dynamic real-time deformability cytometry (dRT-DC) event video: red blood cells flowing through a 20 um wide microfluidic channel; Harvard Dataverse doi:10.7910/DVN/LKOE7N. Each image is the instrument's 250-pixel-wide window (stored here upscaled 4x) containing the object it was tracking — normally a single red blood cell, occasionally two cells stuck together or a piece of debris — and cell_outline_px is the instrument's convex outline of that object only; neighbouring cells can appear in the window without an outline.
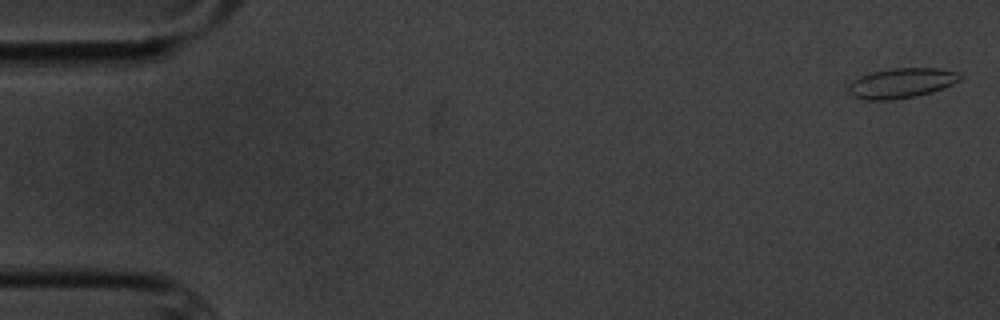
{"species": "common noctule bat (a hibernating species)", "species_latin": "Nyctalus noctula", "temperature_condition": "cold", "stored_images_in_passage": 7, "camera_frame_rate_fps": 3000, "um_per_image_px": 0.085, "animal": {"sex": "male", "body_mass_g": 20.1, "forearm_length_mm": 53.5}, "frame": {"image": 1, "passage_image": 1, "time_ms": 0.0, "image_size_px": [1000, 320], "cell_outline_px": [[960, 80], [944, 88], [916, 96], [892, 100], [864, 100], [852, 96], [848, 92], [848, 84], [852, 80], [860, 76], [872, 72], [892, 68], [940, 68], [956, 72], [960, 76]], "centroid_in_image_um": [76.57, 7.07], "position_along_channel_um": 8.4, "area_um2": 19.54}}
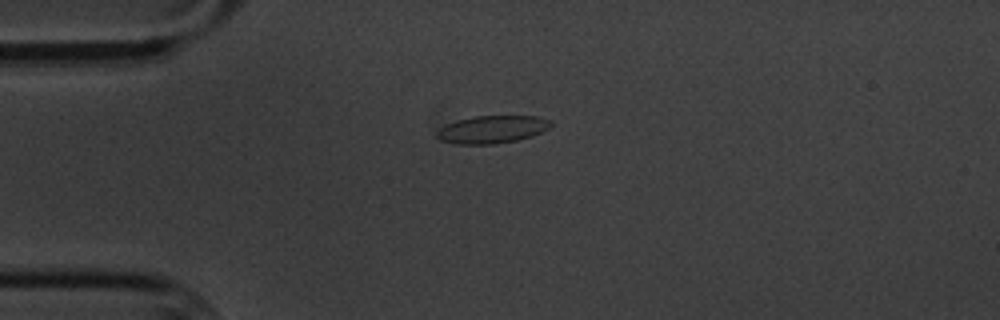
{"frame": {"image": 2, "passage_image": 4, "time_ms": 4.333, "image_size_px": [1000, 320], "cell_outline_px": [[552, 124], [548, 128], [532, 136], [516, 140], [496, 144], [452, 144], [440, 140], [436, 136], [436, 132], [444, 124], [456, 120], [476, 116], [536, 116], [552, 120]], "centroid_in_image_um": [41.79, 11.0], "position_along_channel_um": 43.2, "area_um2": 18.5}}
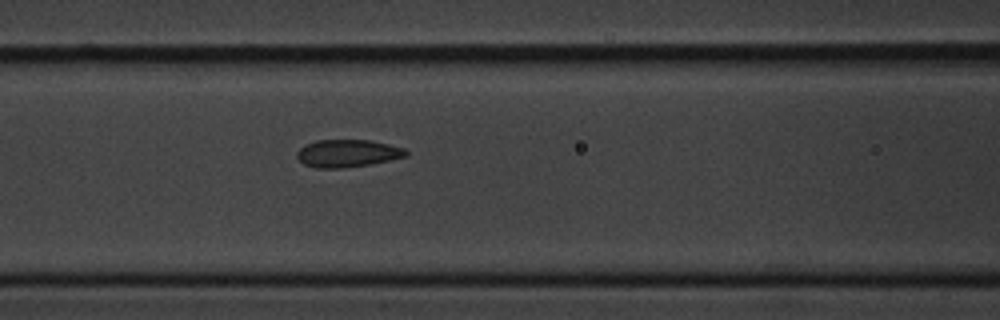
{"frame": {"image": 3, "passage_image": 7, "time_ms": 7.667, "image_size_px": [1000, 320], "cell_outline_px": [[408, 156], [368, 164], [344, 168], [316, 168], [304, 164], [296, 156], [296, 152], [304, 144], [316, 140], [372, 140], [404, 148], [408, 152]], "centroid_in_image_um": [29.51, 13.02], "position_along_channel_um": 137.1, "area_um2": 17.51}}